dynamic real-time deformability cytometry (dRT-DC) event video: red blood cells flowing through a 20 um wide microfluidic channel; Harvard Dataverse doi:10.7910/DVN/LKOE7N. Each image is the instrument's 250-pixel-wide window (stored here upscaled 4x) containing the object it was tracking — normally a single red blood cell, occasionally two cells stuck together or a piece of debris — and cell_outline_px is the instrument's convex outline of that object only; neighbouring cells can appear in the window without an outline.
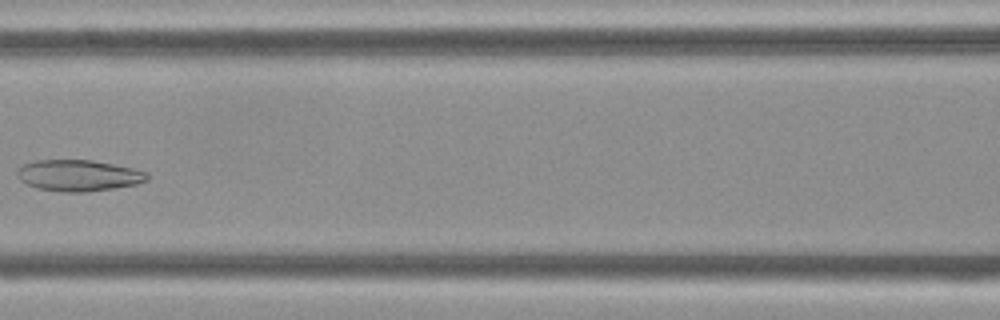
{"species": "Egyptian fruit bat (a non-hibernating species)", "species_latin": "Rousettus aegyptiacus", "temperature_condition": "cold", "stored_images_in_passage": 5, "camera_frame_rate_fps": 3000, "um_per_image_px": 0.085, "frame": {"image": 1, "passage_image": 5, "time_ms": 1.333, "image_size_px": [1000, 320], "cell_outline_px": [[148, 180], [136, 184], [112, 188], [84, 192], [64, 192], [36, 188], [20, 180], [16, 176], [16, 172], [24, 164], [36, 160], [92, 160], [132, 168], [148, 172]], "centroid_in_image_um": [6.66, 14.91], "position_along_channel_um": 159.9, "area_um2": 23.52}}